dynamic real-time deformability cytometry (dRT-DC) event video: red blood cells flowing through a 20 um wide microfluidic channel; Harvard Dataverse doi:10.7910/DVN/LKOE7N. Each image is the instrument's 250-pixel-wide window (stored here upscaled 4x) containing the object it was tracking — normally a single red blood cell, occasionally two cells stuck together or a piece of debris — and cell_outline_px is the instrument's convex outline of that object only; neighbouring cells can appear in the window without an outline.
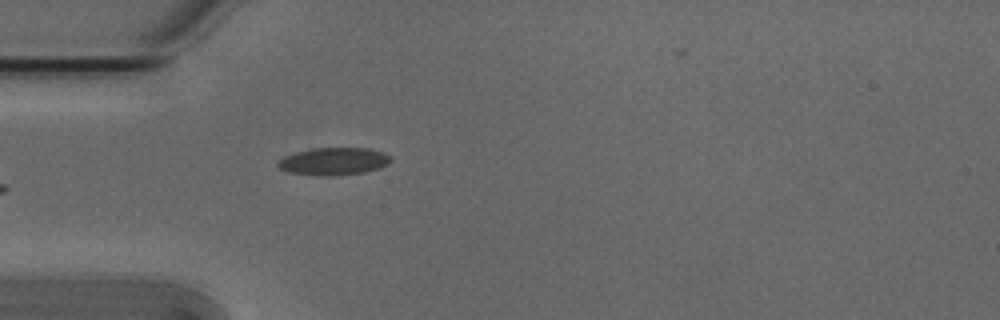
{"species": "Egyptian fruit bat (a non-hibernating species)", "species_latin": "Rousettus aegyptiacus", "temperature_condition": "cold", "stored_images_in_passage": 5, "camera_frame_rate_fps": 3000, "um_per_image_px": 0.085, "animal": {"sex": "male"}, "frame": {"image": 1, "passage_image": 5, "time_ms": 1.333, "image_size_px": [1000, 320], "cell_outline_px": [[392, 160], [388, 164], [380, 168], [364, 172], [332, 176], [324, 176], [288, 172], [280, 168], [276, 164], [284, 156], [296, 152], [312, 148], [368, 148], [380, 152], [388, 156]], "centroid_in_image_um": [28.35, 13.71], "position_along_channel_um": 56.7, "area_um2": 17.92}}